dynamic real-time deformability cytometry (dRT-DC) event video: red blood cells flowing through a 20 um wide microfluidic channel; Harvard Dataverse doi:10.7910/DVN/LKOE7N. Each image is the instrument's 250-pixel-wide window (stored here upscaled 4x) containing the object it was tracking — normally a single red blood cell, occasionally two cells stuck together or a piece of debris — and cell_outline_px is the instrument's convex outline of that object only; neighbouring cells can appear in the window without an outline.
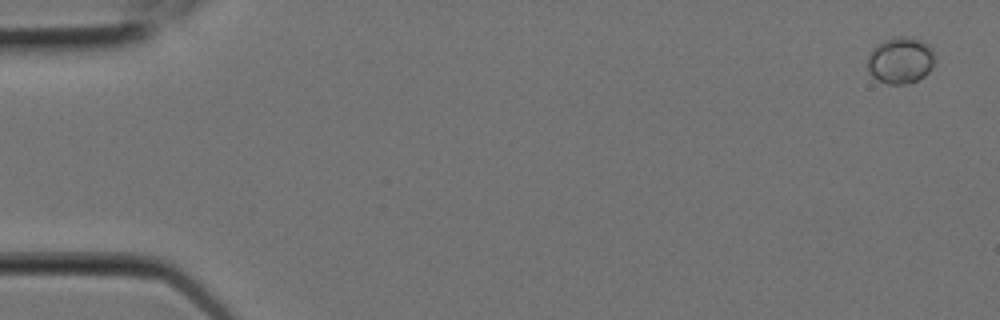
{"species": "Egyptian fruit bat (a non-hibernating species)", "species_latin": "Rousettus aegyptiacus", "temperature_condition": "room temperature", "stored_images_in_passage": 4, "camera_frame_rate_fps": 3000, "um_per_image_px": 0.085, "animal": {"sex": "female"}, "frame": {"image": 1, "passage_image": 1, "time_ms": 0.0, "image_size_px": [1000, 320], "cell_outline_px": [[936, 56], [928, 72], [924, 76], [908, 84], [888, 84], [872, 76], [868, 72], [868, 56], [872, 48], [896, 36], [908, 36], [920, 40], [928, 44], [932, 48]], "centroid_in_image_um": [76.55, 5.13], "position_along_channel_um": 8.4, "area_um2": 18.15}}